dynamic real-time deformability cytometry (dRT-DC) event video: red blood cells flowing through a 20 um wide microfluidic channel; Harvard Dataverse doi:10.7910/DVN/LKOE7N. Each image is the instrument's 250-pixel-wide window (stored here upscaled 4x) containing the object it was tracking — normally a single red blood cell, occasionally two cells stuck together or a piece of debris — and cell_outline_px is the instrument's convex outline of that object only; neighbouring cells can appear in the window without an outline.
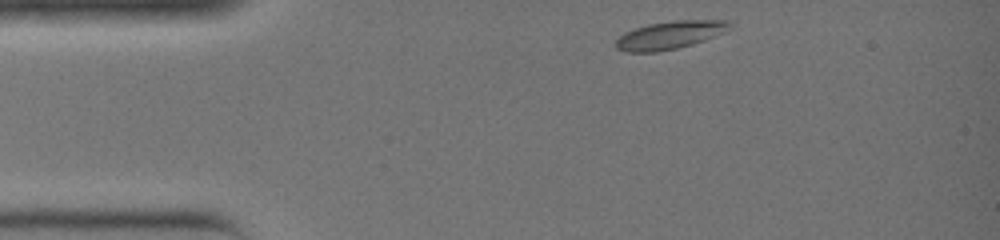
{"species": "common noctule bat (a hibernating species)", "species_latin": "Nyctalus noctula", "temperature_condition": "warm", "stored_images_in_passage": 27, "camera_frame_rate_fps": 3000, "um_per_image_px": 0.085, "animal": {"sex": "female", "body_mass_g": 19.0, "forearm_length_mm": 51.5}, "frame": {"image": 1, "passage_image": 1, "time_ms": 0.0, "image_size_px": [1000, 240], "cell_outline_px": [[732, 28], [724, 32], [704, 40], [692, 44], [676, 48], [656, 52], [624, 52], [616, 48], [616, 40], [624, 32], [648, 24], [672, 20], [728, 20], [732, 24]], "centroid_in_image_um": [56.94, 2.97], "position_along_channel_um": 28.1, "area_um2": 18.55}}
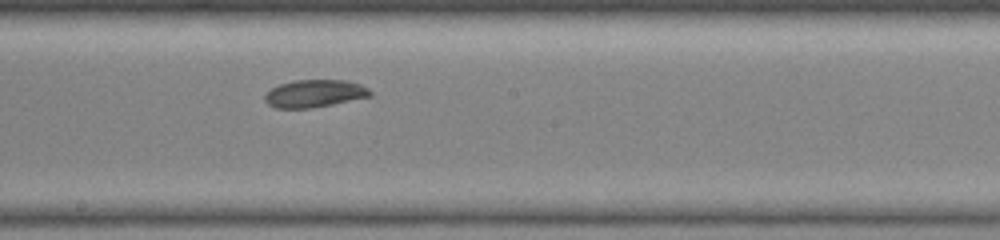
{"frame": {"image": 2, "passage_image": 15, "time_ms": 4.667, "image_size_px": [1000, 240], "cell_outline_px": [[372, 96], [332, 104], [308, 108], [276, 108], [268, 104], [264, 100], [264, 96], [272, 88], [280, 84], [296, 80], [348, 80], [360, 84], [368, 88], [372, 92]], "centroid_in_image_um": [26.76, 7.94], "position_along_channel_um": 221.4, "area_um2": 16.82}}
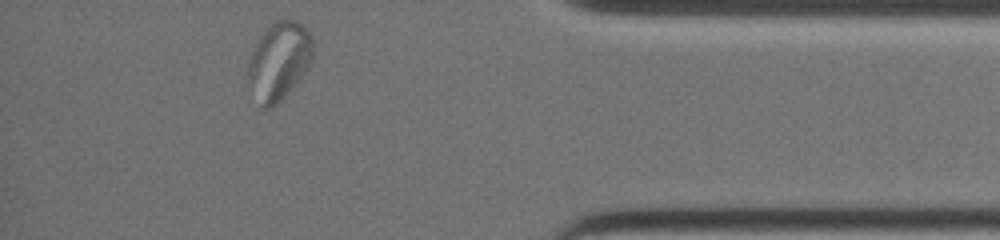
{"frame": {"image": 3, "passage_image": 27, "time_ms": 8.667, "image_size_px": [1000, 240], "cell_outline_px": [[316, 44], [312, 60], [308, 68], [292, 88], [276, 104], [268, 108], [260, 108], [244, 84], [248, 60], [252, 44], [268, 24], [284, 16], [296, 20], [308, 28]], "centroid_in_image_um": [23.66, 5.14], "position_along_channel_um": 411.5, "area_um2": 31.39}}